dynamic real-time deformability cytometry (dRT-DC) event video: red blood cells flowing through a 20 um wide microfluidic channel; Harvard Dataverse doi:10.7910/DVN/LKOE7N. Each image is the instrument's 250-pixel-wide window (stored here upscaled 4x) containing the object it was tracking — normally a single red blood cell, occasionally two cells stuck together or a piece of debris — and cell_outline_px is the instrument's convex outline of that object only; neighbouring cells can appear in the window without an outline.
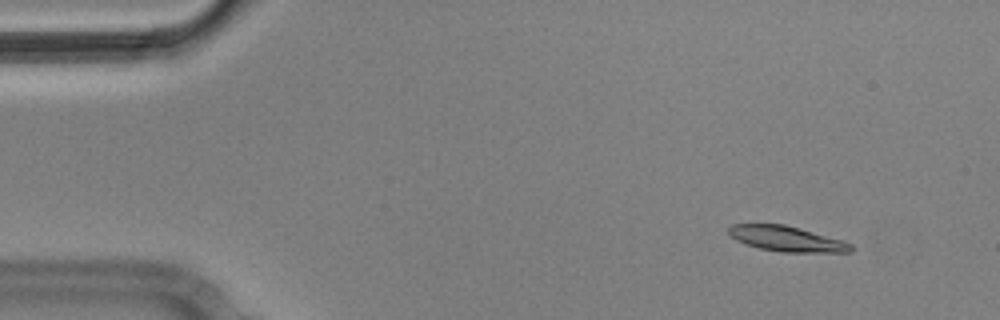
{"species": "Egyptian fruit bat (a non-hibernating species)", "species_latin": "Rousettus aegyptiacus", "temperature_condition": "cold", "stored_images_in_passage": 6, "camera_frame_rate_fps": 3000, "um_per_image_px": 0.085, "animal": {"sex": "male"}, "frame": {"image": 1, "passage_image": 1, "time_ms": 0.0, "image_size_px": [1000, 320], "cell_outline_px": [[856, 248], [852, 252], [780, 252], [760, 248], [744, 244], [736, 240], [728, 232], [728, 228], [732, 224], [784, 224], [800, 228], [840, 240], [852, 244]], "centroid_in_image_um": [66.87, 20.3], "position_along_channel_um": 18.1, "area_um2": 17.98}}
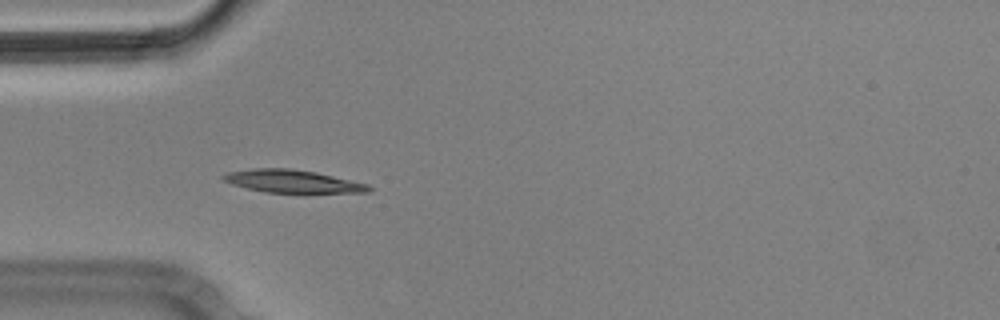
{"frame": {"image": 2, "passage_image": 4, "time_ms": 1.0, "image_size_px": [1000, 320], "cell_outline_px": [[372, 188], [368, 192], [264, 192], [232, 184], [224, 180], [220, 176], [228, 172], [252, 168], [288, 168], [316, 172], [368, 184]], "centroid_in_image_um": [24.83, 15.4], "position_along_channel_um": 60.2, "area_um2": 19.02}}
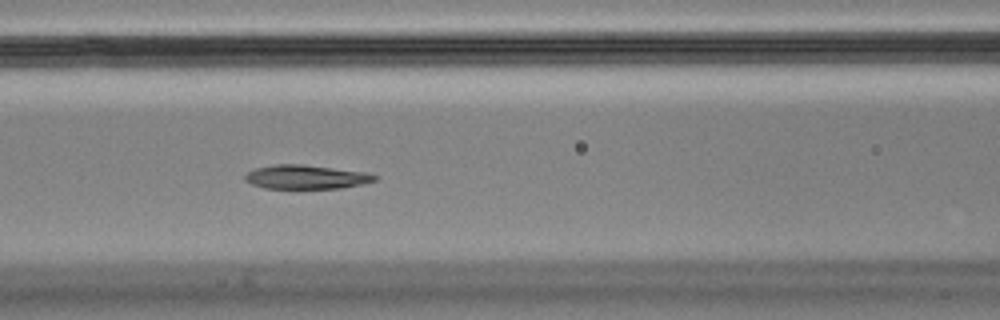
{"frame": {"image": 3, "passage_image": 6, "time_ms": 1.667, "image_size_px": [1000, 320], "cell_outline_px": [[380, 176], [376, 180], [360, 184], [340, 188], [264, 188], [252, 184], [244, 180], [244, 176], [248, 172], [256, 168], [276, 164], [304, 164], [364, 172]], "centroid_in_image_um": [26.0, 15.04], "position_along_channel_um": 140.6, "area_um2": 17.98}}